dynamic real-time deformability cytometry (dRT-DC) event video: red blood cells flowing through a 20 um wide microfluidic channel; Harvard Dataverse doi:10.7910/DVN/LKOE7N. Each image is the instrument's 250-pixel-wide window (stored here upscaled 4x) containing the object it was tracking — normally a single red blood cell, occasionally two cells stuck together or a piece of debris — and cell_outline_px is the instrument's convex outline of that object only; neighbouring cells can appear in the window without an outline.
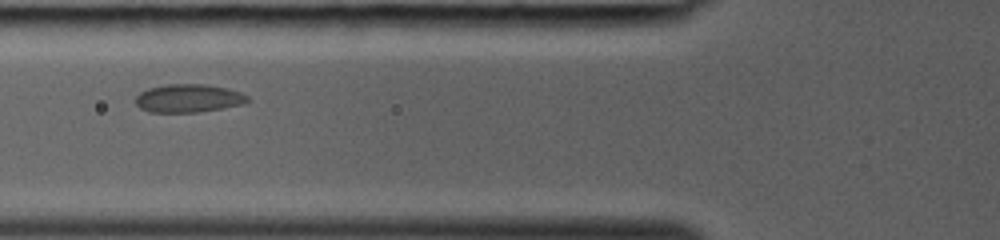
{"species": "common noctule bat (a hibernating species)", "species_latin": "Nyctalus noctula", "temperature_condition": "room temperature", "stored_images_in_passage": 27, "camera_frame_rate_fps": 3000, "um_per_image_px": 0.085, "animal": {"sex": "female", "body_mass_g": 19.0, "forearm_length_mm": 53.3}, "frame": {"image": 1, "passage_image": 6, "time_ms": 1.667, "image_size_px": [1000, 240], "cell_outline_px": [[252, 100], [240, 104], [224, 108], [196, 112], [148, 112], [140, 108], [136, 104], [136, 96], [140, 92], [148, 88], [164, 84], [204, 84], [228, 88], [240, 92], [248, 96]], "centroid_in_image_um": [16.01, 8.35], "position_along_channel_um": 109.8, "area_um2": 18.5}}
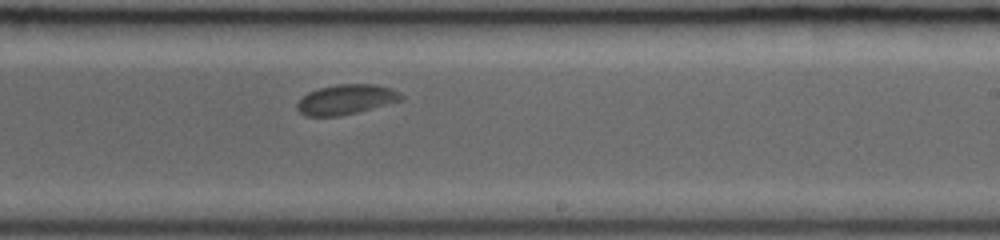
{"frame": {"image": 2, "passage_image": 15, "time_ms": 4.667, "image_size_px": [1000, 240], "cell_outline_px": [[404, 96], [400, 100], [356, 112], [340, 116], [304, 116], [296, 108], [296, 104], [308, 92], [320, 88], [336, 84], [376, 84], [392, 88], [400, 92]], "centroid_in_image_um": [29.4, 8.44], "position_along_channel_um": 259.6, "area_um2": 17.98}}
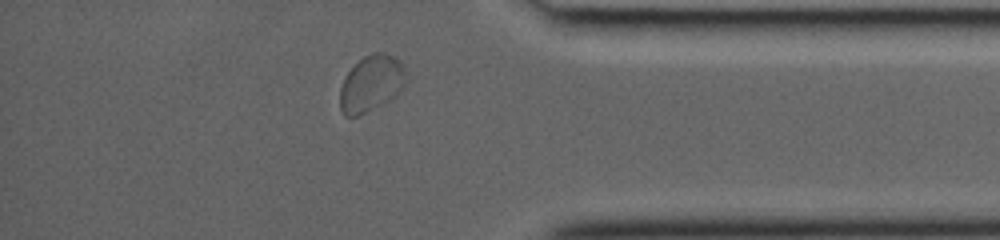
{"frame": {"image": 3, "passage_image": 24, "time_ms": 7.667, "image_size_px": [1000, 240], "cell_outline_px": [[404, 84], [388, 100], [356, 116], [344, 116], [340, 108], [340, 88], [344, 76], [364, 56], [376, 52], [380, 52], [392, 56], [404, 68]], "centroid_in_image_um": [31.48, 7.1], "position_along_channel_um": 403.7, "area_um2": 20.75}}